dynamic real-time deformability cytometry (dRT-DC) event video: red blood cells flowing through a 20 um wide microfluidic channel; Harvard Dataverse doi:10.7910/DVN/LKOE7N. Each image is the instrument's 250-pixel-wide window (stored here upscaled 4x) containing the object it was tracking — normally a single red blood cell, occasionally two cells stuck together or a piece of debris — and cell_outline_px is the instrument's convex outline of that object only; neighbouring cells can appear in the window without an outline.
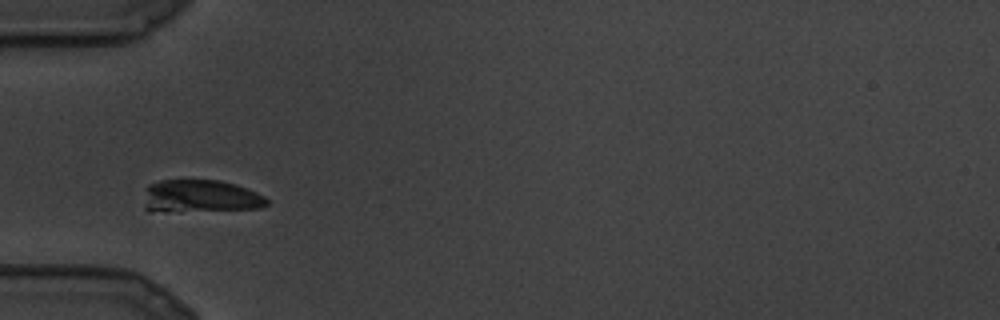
{"species": "common noctule bat (a hibernating species)", "species_latin": "Nyctalus noctula", "temperature_condition": "cold", "stored_images_in_passage": 8, "camera_frame_rate_fps": 3000, "um_per_image_px": 0.085, "animal": {"sex": "male", "body_mass_g": 19.5, "forearm_length_mm": 54.6}, "frame": {"image": 1, "passage_image": 1, "time_ms": 0.0, "image_size_px": [1000, 320], "cell_outline_px": [[268, 204], [260, 208], [180, 212], [148, 212], [144, 208], [144, 204], [148, 184], [160, 180], [220, 180], [236, 184], [256, 192], [264, 196], [268, 200]], "centroid_in_image_um": [17.0, 16.7], "position_along_channel_um": 68.0, "area_um2": 23.81}}
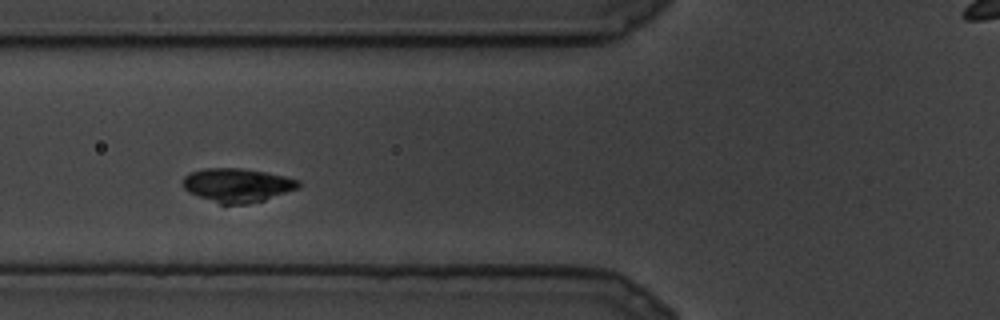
{"frame": {"image": 2, "passage_image": 3, "time_ms": 0.667, "image_size_px": [1000, 320], "cell_outline_px": [[300, 188], [264, 200], [248, 204], [220, 204], [188, 192], [184, 188], [184, 176], [188, 172], [204, 168], [240, 168], [264, 172], [284, 176], [300, 180]], "centroid_in_image_um": [20.18, 15.74], "position_along_channel_um": 105.6, "area_um2": 22.77}}
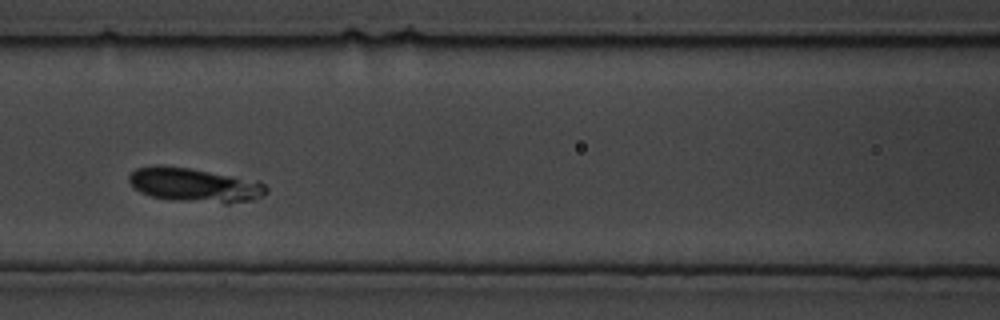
{"frame": {"image": 3, "passage_image": 4, "time_ms": 1.0, "image_size_px": [1000, 320], "cell_outline_px": [[268, 192], [264, 196], [248, 200], [228, 204], [224, 204], [176, 200], [152, 196], [140, 192], [132, 188], [128, 180], [128, 176], [136, 168], [188, 168], [260, 180], [268, 188]], "centroid_in_image_um": [16.64, 15.77], "position_along_channel_um": 150.0, "area_um2": 26.88}}